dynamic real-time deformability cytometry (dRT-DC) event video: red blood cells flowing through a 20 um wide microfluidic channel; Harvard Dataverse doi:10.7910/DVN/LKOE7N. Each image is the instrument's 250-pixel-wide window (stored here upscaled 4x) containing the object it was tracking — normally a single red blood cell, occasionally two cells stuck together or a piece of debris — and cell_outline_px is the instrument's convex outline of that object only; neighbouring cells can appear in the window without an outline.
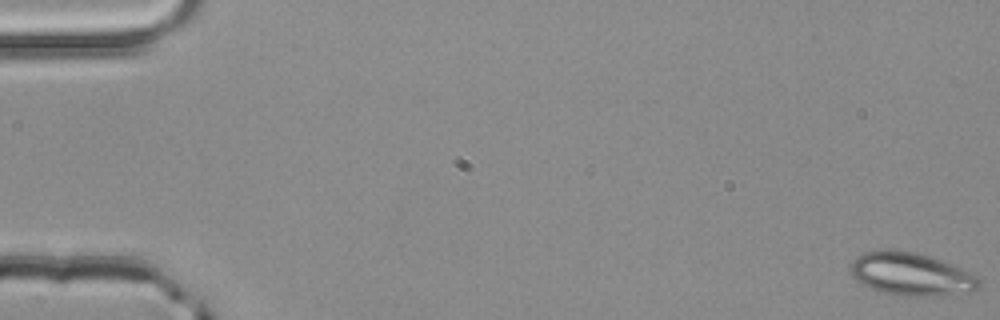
{"species": "common noctule bat (a hibernating species)", "species_latin": "Nyctalus noctula", "temperature_condition": "room temperature", "stored_images_in_passage": 53, "camera_frame_rate_fps": 3000, "um_per_image_px": 0.085, "animal": {"sex": "male", "body_mass_g": 20.4}, "frame": {"image": 1, "passage_image": 1, "time_ms": 0.0, "image_size_px": [1000, 320], "cell_outline_px": [[980, 288], [976, 292], [936, 296], [900, 296], [880, 292], [856, 280], [852, 276], [852, 260], [856, 256], [864, 252], [884, 248], [892, 248], [916, 252], [940, 260], [968, 272], [976, 276], [980, 280]], "centroid_in_image_um": [77.45, 23.3], "position_along_channel_um": 7.6, "area_um2": 32.43}}
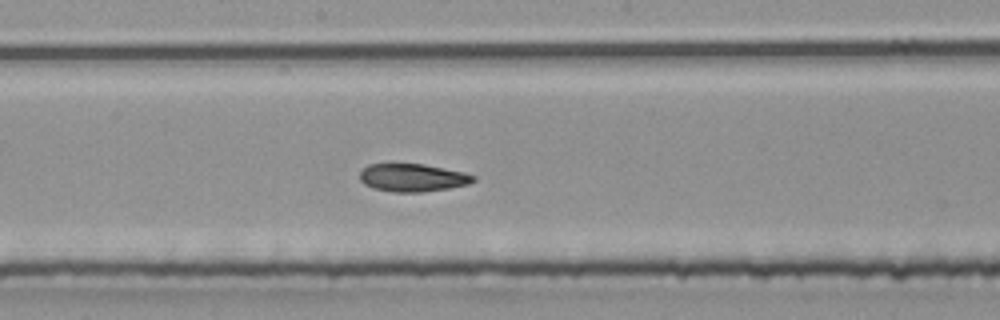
{"frame": {"image": 2, "passage_image": 29, "time_ms": 9.333, "image_size_px": [1000, 320], "cell_outline_px": [[476, 180], [468, 184], [448, 188], [420, 192], [392, 192], [372, 188], [364, 184], [360, 180], [360, 172], [368, 164], [424, 164], [460, 172], [476, 176]], "centroid_in_image_um": [35.03, 15.11], "position_along_channel_um": 213.2, "area_um2": 18.26}}
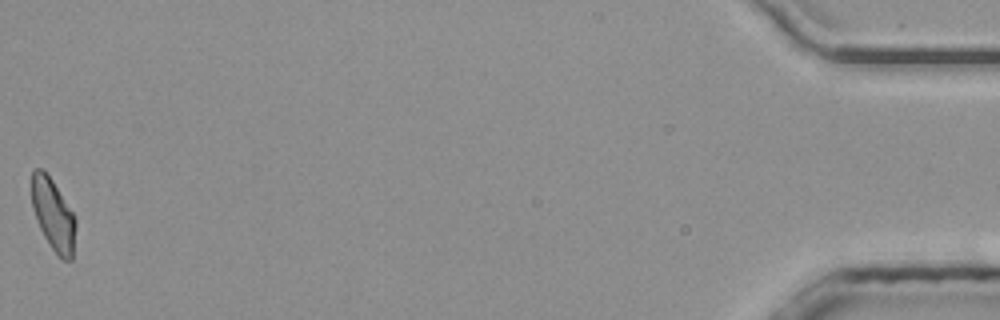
{"frame": {"image": 3, "passage_image": 53, "time_ms": 17.333, "image_size_px": [1000, 320], "cell_outline_px": [[76, 228], [72, 260], [64, 260], [52, 248], [44, 236], [36, 220], [32, 208], [32, 168], [40, 168], [52, 180], [72, 212], [76, 220]], "centroid_in_image_um": [4.52, 18.26], "position_along_channel_um": 430.7, "area_um2": 18.09}, "authors_computed_cell_mechanics": {"area_um2": 19.5364, "velocity_mm_per_s": 4.0211, "shape_relaxation_time_tau1_ms": null, "shape_relaxation_time_tau2_ms": 2.2881, "deformation_change_tau1": null, "deformation_change_tau2": 0.0794}}